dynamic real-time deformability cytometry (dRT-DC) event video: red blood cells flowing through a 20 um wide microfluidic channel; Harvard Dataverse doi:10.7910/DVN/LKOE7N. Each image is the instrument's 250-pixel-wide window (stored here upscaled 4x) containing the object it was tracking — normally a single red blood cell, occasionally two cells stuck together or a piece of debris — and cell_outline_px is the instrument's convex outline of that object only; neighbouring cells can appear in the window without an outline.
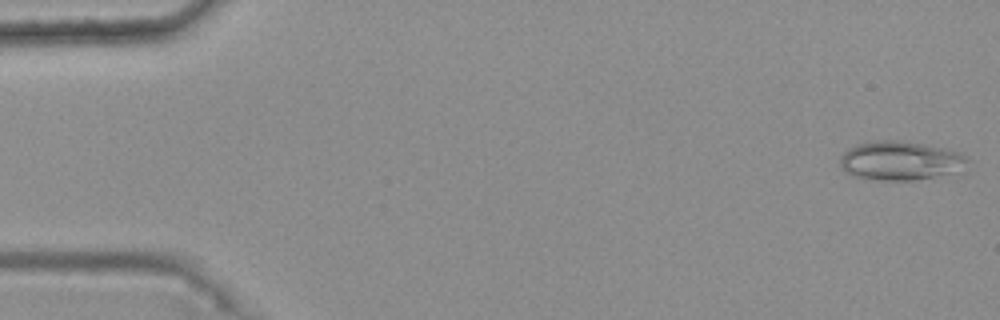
{"species": "common noctule bat (a hibernating species)", "species_latin": "Nyctalus noctula", "temperature_condition": "warm", "stored_images_in_passage": 47, "camera_frame_rate_fps": 3000, "um_per_image_px": 0.085, "animal": {"sex": "female", "body_mass_g": 25.1}, "frame": {"image": 1, "passage_image": 1, "time_ms": 0.0, "image_size_px": [1000, 320], "cell_outline_px": [[972, 160], [964, 172], [912, 180], [880, 180], [856, 176], [848, 172], [840, 164], [840, 156], [848, 148], [856, 144], [872, 140], [896, 140], [944, 148], [960, 152], [968, 156]], "centroid_in_image_um": [76.64, 13.66], "position_along_channel_um": 8.4, "area_um2": 29.3}}
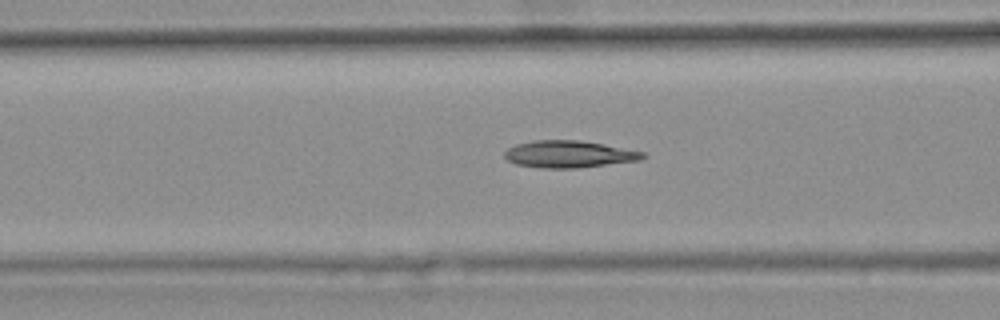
{"frame": {"image": 2, "passage_image": 21, "time_ms": 6.667, "image_size_px": [1000, 320], "cell_outline_px": [[648, 156], [640, 160], [576, 168], [540, 168], [516, 164], [508, 160], [504, 156], [504, 152], [508, 148], [516, 144], [532, 140], [580, 140], [644, 152]], "centroid_in_image_um": [48.33, 13.1], "position_along_channel_um": 118.3, "area_um2": 21.68}}
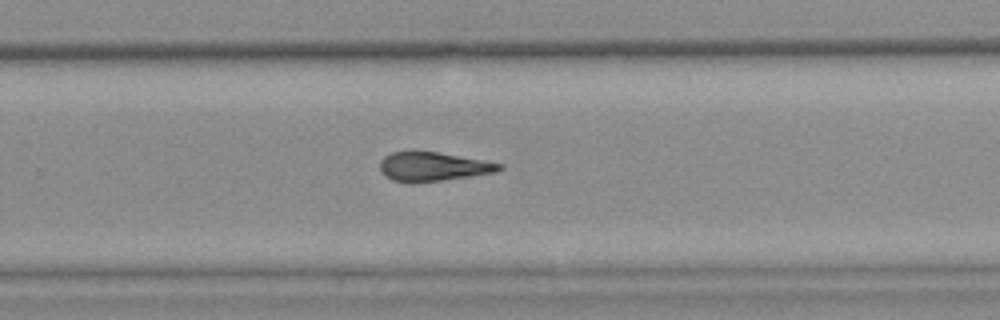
{"frame": {"image": 3, "passage_image": 35, "time_ms": 11.333, "image_size_px": [1000, 320], "cell_outline_px": [[504, 168], [496, 172], [412, 184], [408, 184], [392, 180], [384, 176], [380, 172], [380, 160], [384, 156], [392, 152], [436, 152], [484, 160], [504, 164]], "centroid_in_image_um": [36.77, 14.18], "position_along_channel_um": 293.0, "area_um2": 20.23}, "authors_computed_cell_mechanics": {"area_um2": 21.2704, "velocity_mm_per_s": 3.7504, "shape_relaxation_time_tau1_ms": null, "shape_relaxation_time_tau2_ms": 4.0512, "deformation_change_tau1": null, "deformation_change_tau2": 0.1526}}